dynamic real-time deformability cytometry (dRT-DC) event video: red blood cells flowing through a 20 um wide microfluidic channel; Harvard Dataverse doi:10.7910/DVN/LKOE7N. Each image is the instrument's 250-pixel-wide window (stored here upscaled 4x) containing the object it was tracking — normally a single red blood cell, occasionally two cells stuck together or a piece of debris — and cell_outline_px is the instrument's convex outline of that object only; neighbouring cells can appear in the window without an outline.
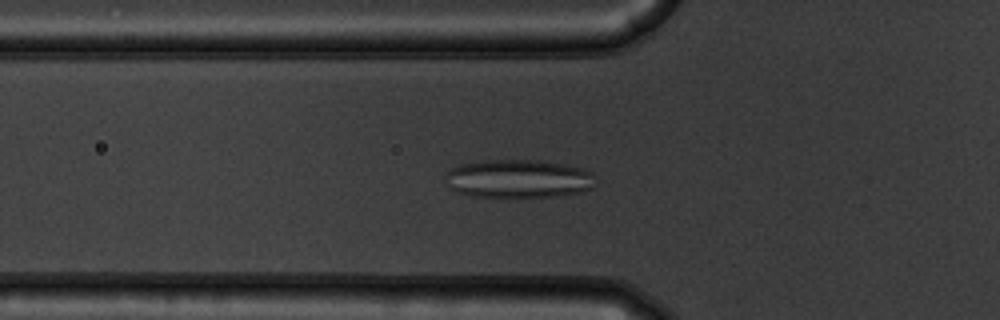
{"species": "common noctule bat (a hibernating species)", "species_latin": "Nyctalus noctula", "temperature_condition": "warm", "stored_images_in_passage": 39, "camera_frame_rate_fps": 3000, "um_per_image_px": 0.085, "animal": {"sex": "male", "body_mass_g": 19.5, "forearm_length_mm": 54.6}, "frame": {"image": 1, "passage_image": 9, "time_ms": 2.667, "image_size_px": [1000, 320], "cell_outline_px": [[592, 188], [580, 192], [552, 196], [472, 196], [456, 192], [448, 188], [444, 184], [444, 176], [452, 168], [460, 164], [484, 160], [540, 160], [564, 164], [580, 168], [592, 172]], "centroid_in_image_um": [43.97, 15.18], "position_along_channel_um": 81.8, "area_um2": 33.41}}
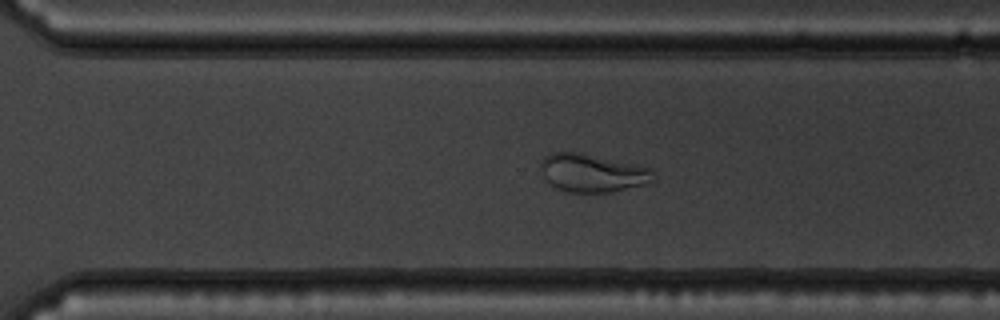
{"frame": {"image": 2, "passage_image": 28, "time_ms": 9.0, "image_size_px": [1000, 320], "cell_outline_px": [[652, 180], [648, 184], [608, 192], [568, 192], [556, 188], [544, 176], [540, 168], [540, 164], [544, 156], [552, 152], [580, 152], [648, 168], [652, 172]], "centroid_in_image_um": [50.29, 14.7], "position_along_channel_um": 320.3, "area_um2": 24.51}}
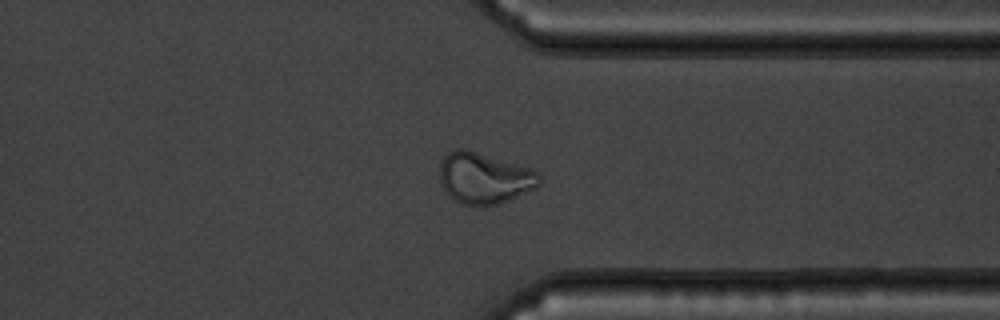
{"frame": {"image": 3, "passage_image": 32, "time_ms": 10.333, "image_size_px": [1000, 320], "cell_outline_px": [[540, 184], [536, 188], [508, 200], [484, 208], [460, 204], [448, 196], [444, 192], [440, 180], [440, 164], [444, 156], [448, 152], [456, 148], [468, 148], [540, 172]], "centroid_in_image_um": [41.13, 15.16], "position_along_channel_um": 370.3, "area_um2": 30.23}}